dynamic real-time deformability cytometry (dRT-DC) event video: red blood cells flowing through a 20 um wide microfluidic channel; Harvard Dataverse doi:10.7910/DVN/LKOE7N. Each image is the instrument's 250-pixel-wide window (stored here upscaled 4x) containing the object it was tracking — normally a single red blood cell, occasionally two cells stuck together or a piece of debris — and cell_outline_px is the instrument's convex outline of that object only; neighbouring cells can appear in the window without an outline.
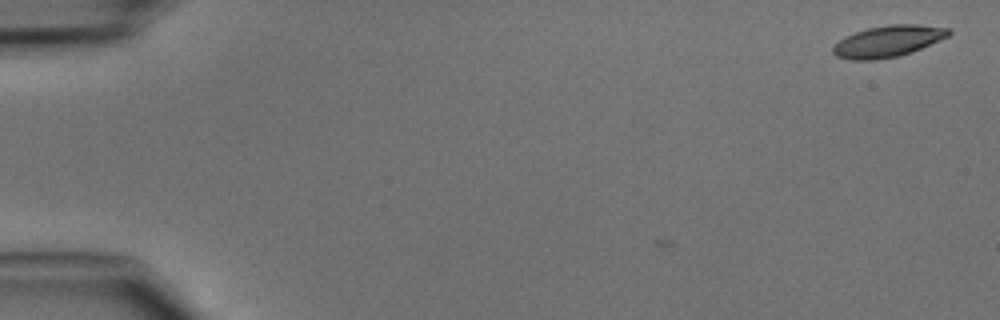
{"species": "common noctule bat (a hibernating species)", "species_latin": "Nyctalus noctula", "temperature_condition": "cold", "stored_images_in_passage": 3, "camera_frame_rate_fps": 3000, "um_per_image_px": 0.085, "animal": {"sex": "male", "body_mass_g": 15.6}, "frame": {"image": 1, "passage_image": 1, "time_ms": 0.0, "image_size_px": [1000, 320], "cell_outline_px": [[952, 32], [948, 36], [912, 52], [896, 56], [876, 60], [848, 60], [836, 56], [832, 52], [832, 48], [844, 36], [868, 28], [888, 24], [916, 24], [948, 28]], "centroid_in_image_um": [75.45, 3.51], "position_along_channel_um": 9.5, "area_um2": 21.1}}